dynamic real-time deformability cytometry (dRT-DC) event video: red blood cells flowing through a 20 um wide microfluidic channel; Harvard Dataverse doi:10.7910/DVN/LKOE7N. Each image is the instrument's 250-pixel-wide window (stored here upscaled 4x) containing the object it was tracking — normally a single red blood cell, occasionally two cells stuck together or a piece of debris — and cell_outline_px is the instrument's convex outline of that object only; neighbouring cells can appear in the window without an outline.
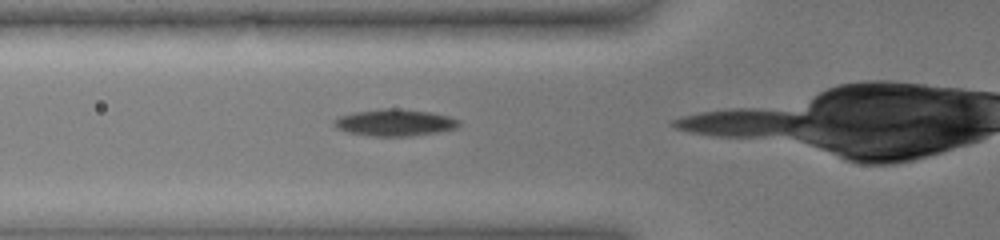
{"species": "common noctule bat (a hibernating species)", "species_latin": "Nyctalus noctula", "temperature_condition": "warm", "stored_images_in_passage": 8, "camera_frame_rate_fps": 3000, "um_per_image_px": 0.085, "animal": {"sex": "female", "body_mass_g": 19.0, "forearm_length_mm": 51.5}, "frame": {"image": 1, "passage_image": 7, "time_ms": 2.0, "image_size_px": [1000, 240], "cell_outline_px": [[460, 124], [456, 128], [440, 132], [412, 136], [368, 136], [348, 132], [336, 128], [332, 124], [332, 120], [340, 116], [356, 112], [380, 108], [400, 108], [432, 112], [448, 116], [460, 120]], "centroid_in_image_um": [33.56, 10.42], "position_along_channel_um": 92.2, "area_um2": 19.77}}